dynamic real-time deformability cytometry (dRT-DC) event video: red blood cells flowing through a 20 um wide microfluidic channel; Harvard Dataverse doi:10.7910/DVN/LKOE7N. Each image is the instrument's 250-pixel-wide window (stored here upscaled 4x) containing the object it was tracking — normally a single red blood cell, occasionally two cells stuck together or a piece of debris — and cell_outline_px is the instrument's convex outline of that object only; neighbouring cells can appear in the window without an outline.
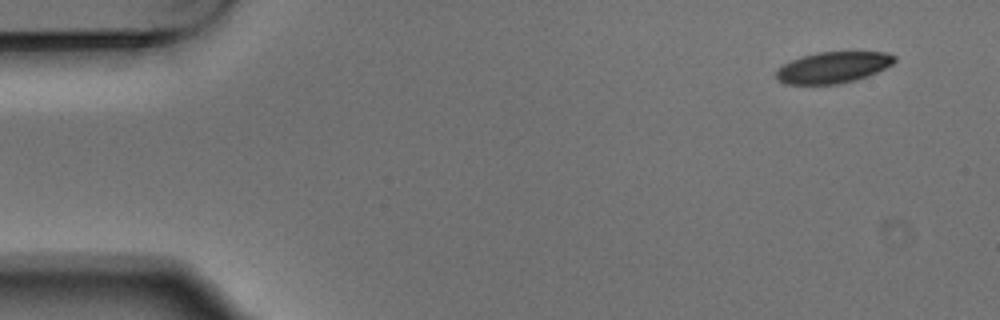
{"species": "Egyptian fruit bat (a non-hibernating species)", "species_latin": "Rousettus aegyptiacus", "temperature_condition": "warm", "stored_images_in_passage": 5, "segment_of_instrument_passage": [2, 2], "camera_frame_rate_fps": 3000, "um_per_image_px": 0.085, "animal": {"sex": "male"}, "frame": {"image": 1, "passage_image": 5, "time_ms": 1.333, "image_size_px": [1000, 320], "cell_outline_px": [[896, 60], [892, 64], [868, 76], [856, 80], [840, 84], [784, 84], [776, 80], [776, 72], [784, 64], [792, 60], [816, 52], [888, 52], [896, 56]], "centroid_in_image_um": [70.82, 5.74], "position_along_channel_um": 14.2, "area_um2": 21.5}}